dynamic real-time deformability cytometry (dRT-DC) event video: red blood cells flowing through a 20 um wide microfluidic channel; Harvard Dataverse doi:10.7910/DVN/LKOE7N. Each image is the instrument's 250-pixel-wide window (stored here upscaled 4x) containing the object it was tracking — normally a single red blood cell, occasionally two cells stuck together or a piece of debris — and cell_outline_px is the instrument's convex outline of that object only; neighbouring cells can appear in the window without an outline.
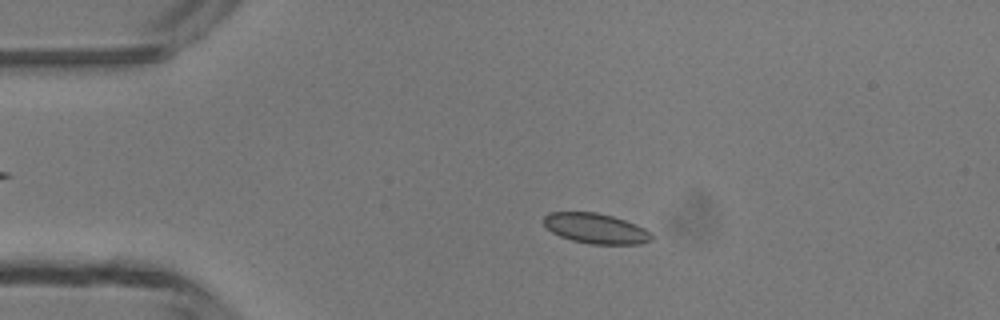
{"species": "common noctule bat (a hibernating species)", "species_latin": "Nyctalus noctula", "temperature_condition": "room temperature", "stored_images_in_passage": 3, "camera_frame_rate_fps": 3000, "um_per_image_px": 0.085, "animal": {"sex": "male", "body_mass_g": 13.3}, "frame": {"image": 1, "passage_image": 2, "time_ms": 1.333, "image_size_px": [1000, 320], "cell_outline_px": [[652, 240], [640, 244], [592, 244], [572, 240], [560, 236], [552, 232], [544, 224], [544, 216], [548, 212], [596, 212], [612, 216], [636, 224], [652, 232]], "centroid_in_image_um": [50.65, 19.42], "position_along_channel_um": 34.3, "area_um2": 18.96}}
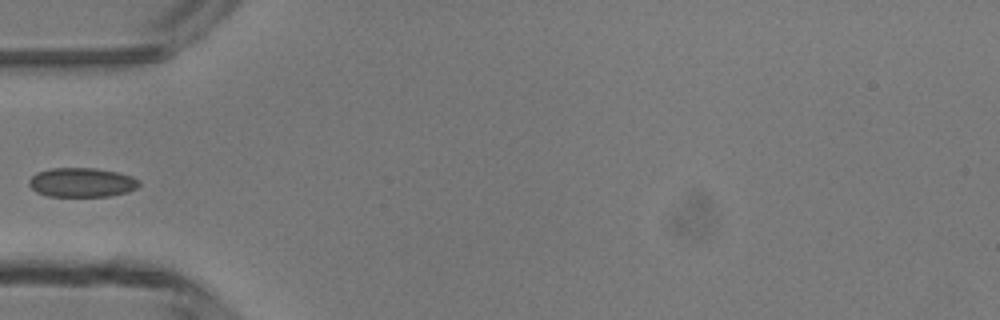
{"frame": {"image": 2, "passage_image": 3, "time_ms": 3.333, "image_size_px": [1000, 320], "cell_outline_px": [[140, 184], [136, 188], [128, 192], [108, 196], [48, 196], [36, 192], [28, 184], [28, 180], [36, 172], [52, 168], [96, 168], [116, 172], [132, 176], [140, 180]], "centroid_in_image_um": [6.95, 15.5], "position_along_channel_um": 78.1, "area_um2": 18.84}}